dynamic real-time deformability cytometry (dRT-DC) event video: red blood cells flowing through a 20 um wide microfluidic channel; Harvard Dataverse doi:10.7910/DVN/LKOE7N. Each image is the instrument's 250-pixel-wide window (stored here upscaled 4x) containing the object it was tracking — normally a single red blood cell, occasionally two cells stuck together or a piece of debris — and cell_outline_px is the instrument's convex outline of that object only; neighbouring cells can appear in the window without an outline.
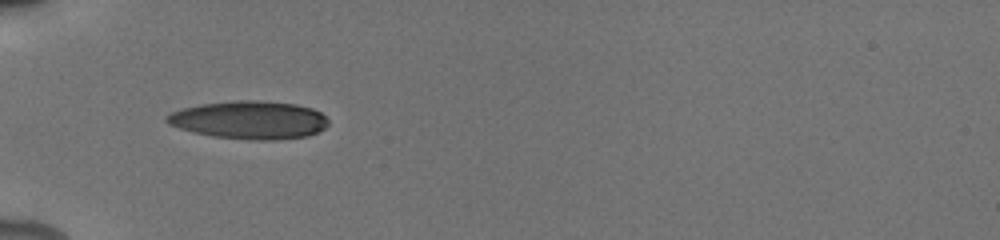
{"species": "human", "species_latin": "Homo sapiens", "temperature_condition": "cold", "stored_images_in_passage": 7, "camera_frame_rate_fps": 3000, "um_per_image_px": 0.085, "donor": {"sex": "male"}, "frame": {"image": 1, "passage_image": 1, "time_ms": 0.0, "image_size_px": [1000, 240], "cell_outline_px": [[328, 124], [324, 128], [308, 136], [272, 140], [252, 140], [212, 136], [192, 132], [168, 124], [164, 120], [164, 116], [172, 112], [184, 108], [200, 104], [236, 100], [256, 100], [296, 104], [312, 108], [320, 112], [328, 120]], "centroid_in_image_um": [21.17, 10.19], "position_along_channel_um": 63.8, "area_um2": 35.84}}